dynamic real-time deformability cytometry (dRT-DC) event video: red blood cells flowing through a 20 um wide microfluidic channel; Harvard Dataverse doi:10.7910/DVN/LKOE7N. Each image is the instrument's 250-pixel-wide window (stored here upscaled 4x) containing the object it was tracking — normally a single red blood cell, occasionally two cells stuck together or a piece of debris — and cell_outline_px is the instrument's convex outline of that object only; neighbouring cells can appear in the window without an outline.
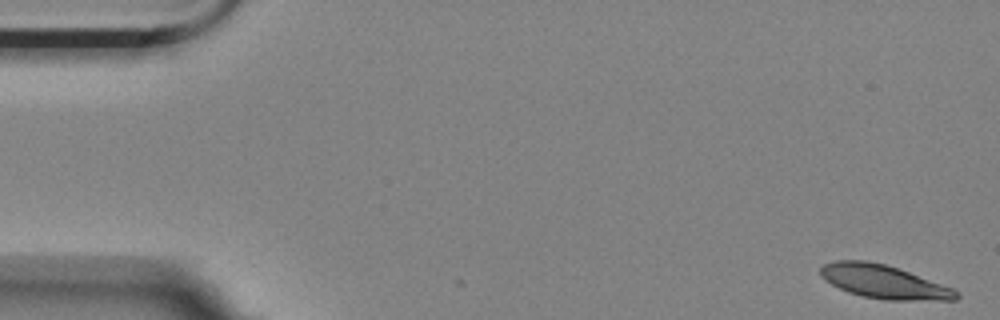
{"species": "Egyptian fruit bat (a non-hibernating species)", "species_latin": "Rousettus aegyptiacus", "temperature_condition": "room temperature", "stored_images_in_passage": 5, "camera_frame_rate_fps": 3000, "um_per_image_px": 0.085, "animal": {"sex": "female"}, "frame": {"image": 1, "passage_image": 1, "time_ms": 0.0, "image_size_px": [1000, 320], "cell_outline_px": [[960, 296], [956, 300], [884, 300], [864, 296], [848, 292], [824, 280], [820, 276], [820, 268], [824, 264], [836, 260], [868, 260], [884, 264], [908, 272], [952, 288], [960, 292]], "centroid_in_image_um": [75.1, 23.95], "position_along_channel_um": 9.9, "area_um2": 26.3}}
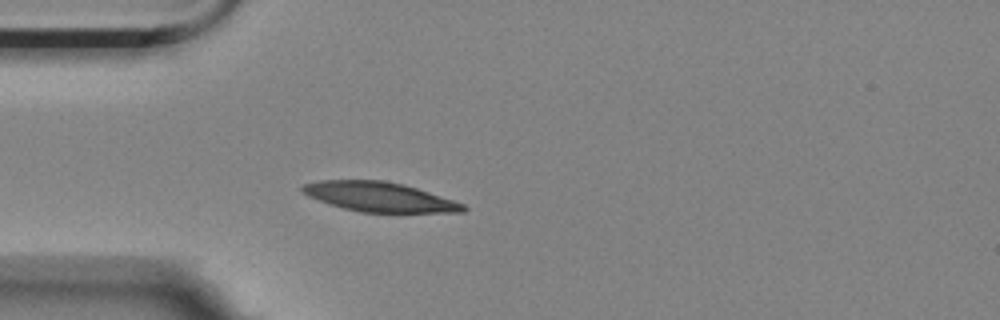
{"frame": {"image": 2, "passage_image": 5, "time_ms": 1.333, "image_size_px": [1000, 320], "cell_outline_px": [[468, 208], [464, 212], [360, 212], [344, 208], [308, 196], [300, 192], [300, 188], [304, 184], [320, 180], [384, 180], [404, 184], [464, 204]], "centroid_in_image_um": [32.22, 16.73], "position_along_channel_um": 52.8, "area_um2": 27.4}}